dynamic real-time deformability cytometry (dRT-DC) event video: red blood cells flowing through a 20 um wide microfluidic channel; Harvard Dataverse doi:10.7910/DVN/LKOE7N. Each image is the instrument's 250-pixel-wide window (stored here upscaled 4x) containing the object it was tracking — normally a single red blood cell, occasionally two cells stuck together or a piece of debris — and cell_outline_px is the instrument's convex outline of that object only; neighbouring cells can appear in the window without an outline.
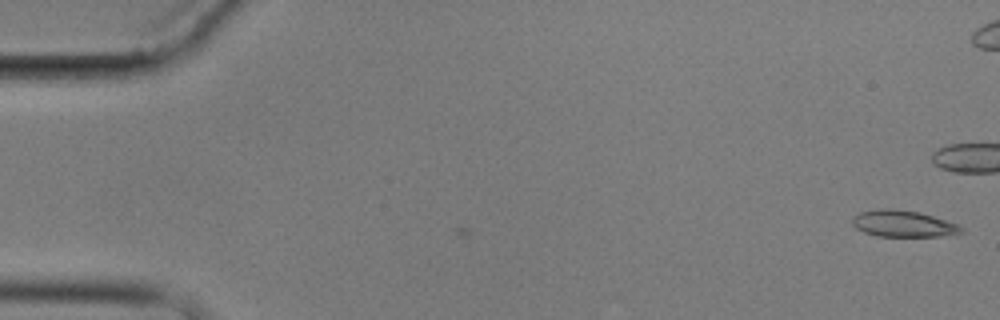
{"species": "common noctule bat (a hibernating species)", "species_latin": "Nyctalus noctula", "temperature_condition": "cold", "stored_images_in_passage": 10, "segment_of_instrument_passage": [1, 2], "camera_frame_rate_fps": 3000, "um_per_image_px": 0.085, "animal": {"sex": "male", "body_mass_g": 17.9}, "frame": {"image": 1, "passage_image": 1, "time_ms": 0.0, "image_size_px": [1000, 320], "cell_outline_px": [[964, 232], [940, 236], [876, 236], [864, 232], [856, 228], [852, 224], [852, 216], [860, 212], [876, 208], [892, 208], [920, 212], [960, 224], [964, 228]], "centroid_in_image_um": [76.77, 19.0], "position_along_channel_um": 8.2, "area_um2": 17.11}}
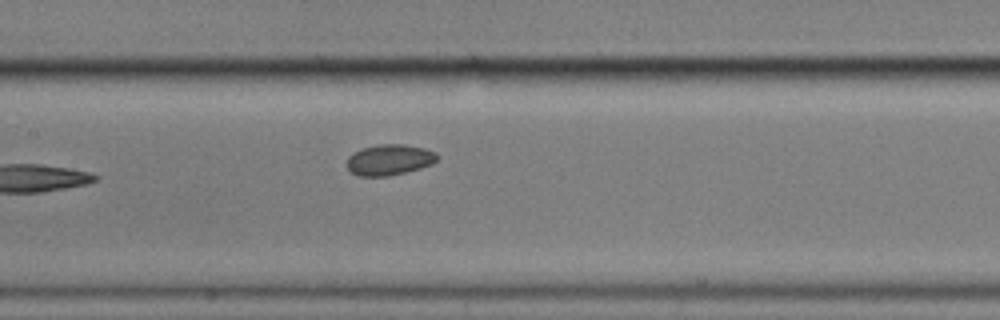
{"frame": {"image": 2, "passage_image": 9, "time_ms": 10.667, "image_size_px": [1000, 320], "cell_outline_px": [[440, 156], [432, 164], [420, 168], [388, 176], [356, 176], [348, 172], [348, 156], [364, 148], [380, 144], [404, 144], [424, 148], [436, 152]], "centroid_in_image_um": [33.11, 13.59], "position_along_channel_um": 174.3, "area_um2": 16.18}}